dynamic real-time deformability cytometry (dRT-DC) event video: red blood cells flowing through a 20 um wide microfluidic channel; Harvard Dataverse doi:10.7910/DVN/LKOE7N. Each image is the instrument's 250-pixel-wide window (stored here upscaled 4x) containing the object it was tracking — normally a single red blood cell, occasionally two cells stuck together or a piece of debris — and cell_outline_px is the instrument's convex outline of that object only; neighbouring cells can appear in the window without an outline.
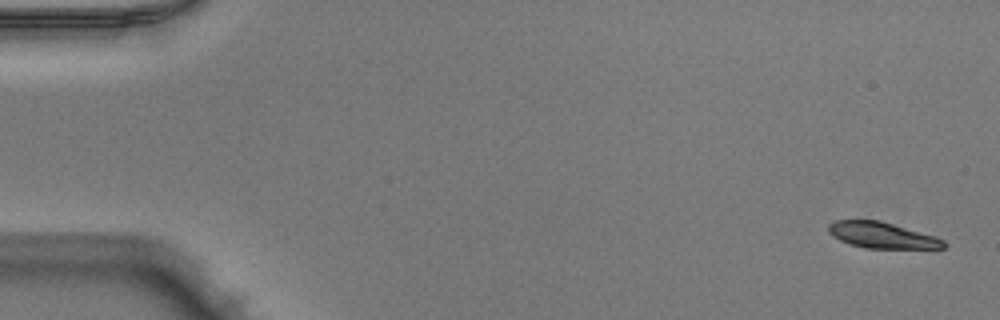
{"species": "Egyptian fruit bat (a non-hibernating species)", "species_latin": "Rousettus aegyptiacus", "temperature_condition": "warm", "stored_images_in_passage": 50, "camera_frame_rate_fps": 3000, "um_per_image_px": 0.085, "animal": {"sex": "male"}, "frame": {"image": 1, "passage_image": 1, "time_ms": 0.0, "image_size_px": [1000, 320], "cell_outline_px": [[944, 248], [868, 248], [852, 244], [840, 240], [832, 236], [828, 232], [828, 224], [832, 220], [880, 220], [936, 236], [944, 240]], "centroid_in_image_um": [74.94, 19.97], "position_along_channel_um": 10.1, "area_um2": 17.4}}
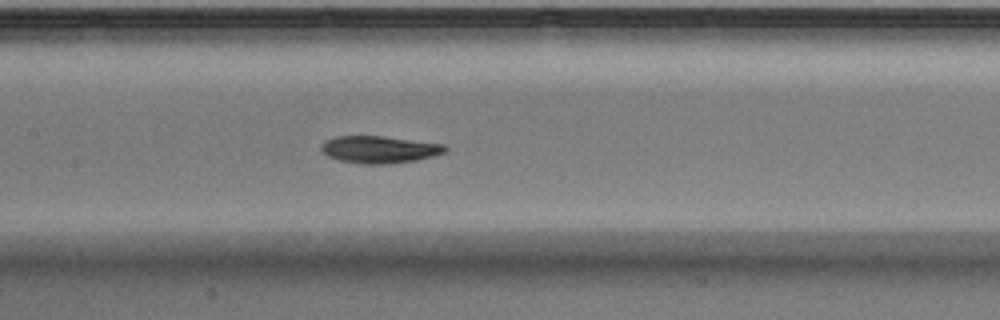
{"frame": {"image": 2, "passage_image": 24, "time_ms": 7.667, "image_size_px": [1000, 320], "cell_outline_px": [[448, 148], [444, 152], [432, 156], [416, 160], [392, 164], [360, 164], [340, 160], [328, 156], [320, 152], [320, 144], [324, 140], [336, 136], [384, 136], [444, 144]], "centroid_in_image_um": [32.19, 12.7], "position_along_channel_um": 175.2, "area_um2": 19.83}}
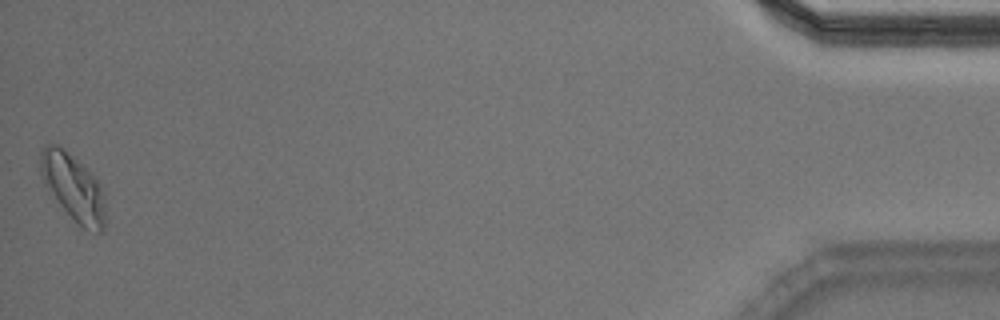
{"frame": {"image": 3, "passage_image": 50, "time_ms": 16.333, "image_size_px": [1000, 320], "cell_outline_px": [[104, 232], [96, 232], [84, 228], [60, 204], [44, 184], [40, 172], [40, 152], [44, 144], [56, 144], [96, 176], [104, 192]], "centroid_in_image_um": [6.23, 15.9], "position_along_channel_um": 429.0, "area_um2": 24.74}, "authors_computed_cell_mechanics": {"area_um2": 19.3919, "velocity_mm_per_s": 3.9786, "shape_relaxation_time_tau1_ms": 3.7873, "shape_relaxation_time_tau2_ms": 4.5036, "deformation_change_tau1": 0.1508, "deformation_change_tau2": 0.0667}}